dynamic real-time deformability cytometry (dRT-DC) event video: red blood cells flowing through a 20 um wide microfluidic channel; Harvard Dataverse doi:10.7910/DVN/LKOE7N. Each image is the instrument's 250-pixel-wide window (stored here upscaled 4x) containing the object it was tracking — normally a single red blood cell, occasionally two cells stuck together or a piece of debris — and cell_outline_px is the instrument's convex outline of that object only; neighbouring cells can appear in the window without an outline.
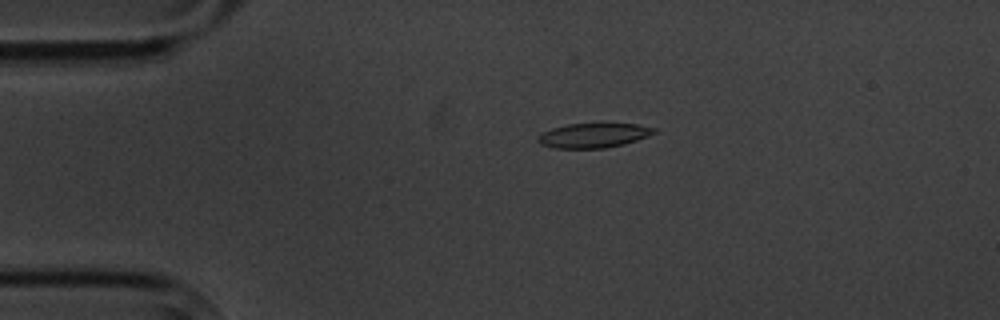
{"species": "common noctule bat (a hibernating species)", "species_latin": "Nyctalus noctula", "temperature_condition": "cold", "stored_images_in_passage": 5, "camera_frame_rate_fps": 3000, "um_per_image_px": 0.085, "animal": {"sex": "male", "body_mass_g": 20.1, "forearm_length_mm": 53.5}, "frame": {"image": 1, "passage_image": 4, "time_ms": 3.333, "image_size_px": [1000, 320], "cell_outline_px": [[656, 132], [648, 136], [624, 144], [604, 148], [556, 148], [540, 144], [536, 140], [544, 132], [552, 128], [568, 124], [600, 120], [608, 120], [636, 124], [656, 128]], "centroid_in_image_um": [50.51, 11.44], "position_along_channel_um": 34.5, "area_um2": 17.46}}